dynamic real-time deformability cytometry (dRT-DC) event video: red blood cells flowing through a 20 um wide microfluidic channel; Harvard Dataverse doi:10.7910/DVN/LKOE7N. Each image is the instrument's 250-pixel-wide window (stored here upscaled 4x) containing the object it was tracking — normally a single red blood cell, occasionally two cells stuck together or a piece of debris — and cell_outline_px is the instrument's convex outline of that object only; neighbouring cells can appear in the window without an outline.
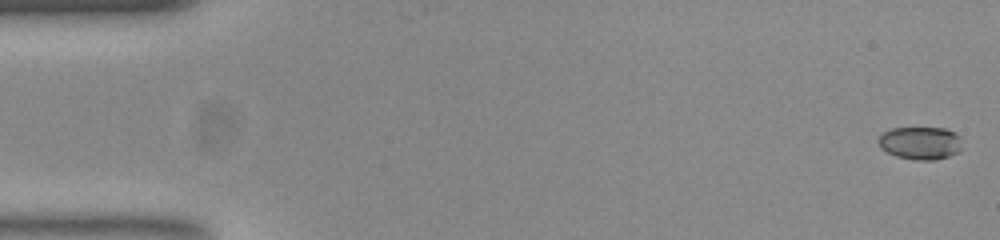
{"species": "common noctule bat (a hibernating species)", "species_latin": "Nyctalus noctula", "temperature_condition": "room temperature", "stored_images_in_passage": 53, "camera_frame_rate_fps": 3000, "um_per_image_px": 0.085, "animal": {"sex": "female", "body_mass_g": 23.0, "forearm_length_mm": 53.4}, "frame": {"image": 1, "passage_image": 1, "time_ms": 0.0, "image_size_px": [1000, 240], "cell_outline_px": [[960, 148], [956, 152], [948, 156], [936, 160], [916, 160], [896, 156], [880, 148], [876, 140], [884, 132], [892, 128], [944, 128], [960, 136]], "centroid_in_image_um": [78.18, 12.16], "position_along_channel_um": 6.8, "area_um2": 15.9}}
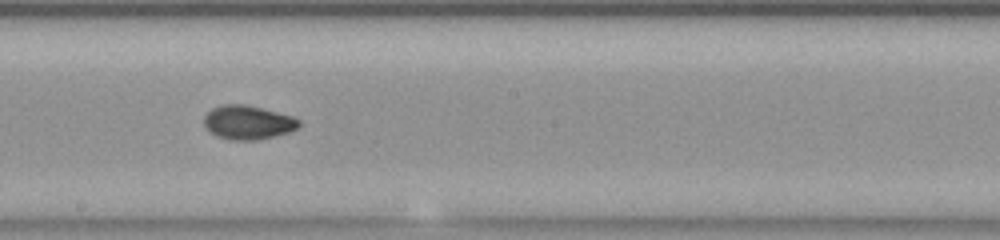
{"frame": {"image": 2, "passage_image": 29, "time_ms": 9.333, "image_size_px": [1000, 240], "cell_outline_px": [[300, 124], [296, 128], [288, 132], [256, 140], [232, 140], [216, 136], [204, 124], [204, 116], [212, 108], [220, 104], [244, 104], [292, 116], [300, 120]], "centroid_in_image_um": [21.05, 10.4], "position_along_channel_um": 227.2, "area_um2": 18.5}}
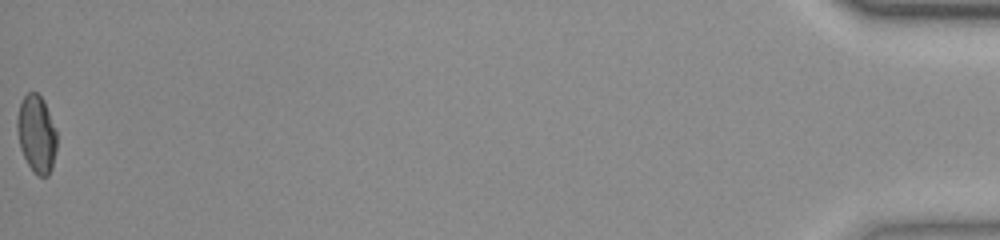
{"frame": {"image": 3, "passage_image": 53, "time_ms": 17.333, "image_size_px": [1000, 240], "cell_outline_px": [[56, 148], [52, 168], [48, 176], [36, 176], [32, 172], [20, 148], [16, 128], [16, 120], [20, 104], [24, 96], [28, 92], [36, 92], [44, 100], [56, 132]], "centroid_in_image_um": [3.09, 11.41], "position_along_channel_um": 432.1, "area_um2": 17.92}, "authors_computed_cell_mechanics": {"area_um2": 17.9758, "velocity_mm_per_s": 3.89, "shape_relaxation_time_tau1_ms": 4.9877, "shape_relaxation_time_tau2_ms": 1.8303, "deformation_change_tau1": 0.1585, "deformation_change_tau2": 0.0465}}